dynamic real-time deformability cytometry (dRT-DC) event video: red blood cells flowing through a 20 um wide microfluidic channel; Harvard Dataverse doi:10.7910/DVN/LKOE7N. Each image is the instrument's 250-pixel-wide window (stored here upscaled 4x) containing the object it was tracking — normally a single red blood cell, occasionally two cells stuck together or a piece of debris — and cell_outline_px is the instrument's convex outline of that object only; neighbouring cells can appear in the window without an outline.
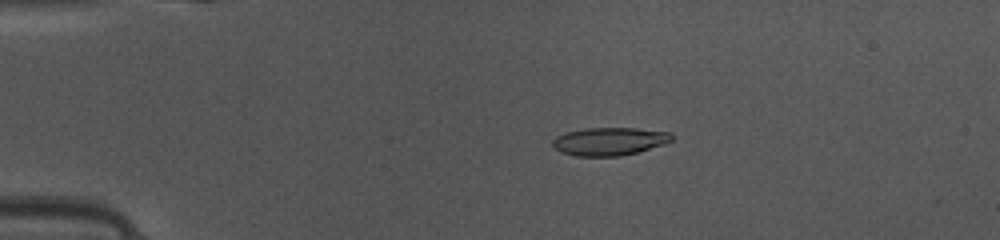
{"species": "common noctule bat (a hibernating species)", "species_latin": "Nyctalus noctula", "temperature_condition": "warm", "stored_images_in_passage": 49, "camera_frame_rate_fps": 3000, "um_per_image_px": 0.085, "animal": {"sex": "female", "body_mass_g": 10.0, "forearm_length_mm": 53.1}, "frame": {"image": 1, "passage_image": 11, "time_ms": 3.333, "image_size_px": [1000, 240], "cell_outline_px": [[672, 140], [664, 144], [636, 152], [620, 156], [576, 156], [560, 152], [552, 144], [552, 140], [556, 136], [564, 132], [588, 128], [636, 128], [668, 132], [672, 136]], "centroid_in_image_um": [51.75, 12.01], "position_along_channel_um": 33.2, "area_um2": 19.31}}
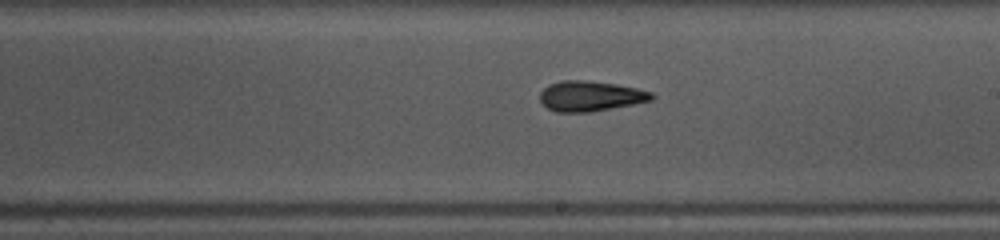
{"frame": {"image": 2, "passage_image": 29, "time_ms": 9.333, "image_size_px": [1000, 240], "cell_outline_px": [[656, 96], [652, 100], [632, 104], [588, 112], [556, 112], [548, 108], [540, 100], [540, 92], [548, 84], [560, 80], [588, 80], [616, 84], [636, 88], [652, 92]], "centroid_in_image_um": [50.17, 8.15], "position_along_channel_um": 238.8, "area_um2": 19.65}}
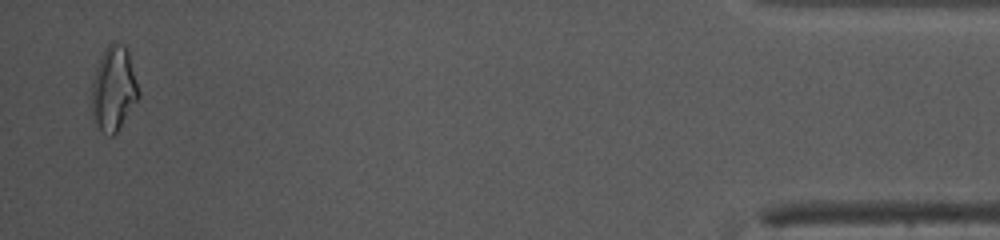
{"frame": {"image": 3, "passage_image": 48, "time_ms": 15.667, "image_size_px": [1000, 240], "cell_outline_px": [[140, 96], [116, 132], [112, 136], [108, 136], [100, 128], [96, 120], [92, 108], [92, 80], [100, 56], [104, 48], [112, 40], [124, 44], [128, 48], [140, 92]], "centroid_in_image_um": [9.69, 7.45], "position_along_channel_um": 425.5, "area_um2": 23.06}, "authors_computed_cell_mechanics": {"area_um2": 19.5364, "velocity_mm_per_s": 4.1587, "shape_relaxation_time_tau1_ms": 4.0804, "shape_relaxation_time_tau2_ms": 2.6102, "deformation_change_tau1": 0.1636, "deformation_change_tau2": 0.1113}}